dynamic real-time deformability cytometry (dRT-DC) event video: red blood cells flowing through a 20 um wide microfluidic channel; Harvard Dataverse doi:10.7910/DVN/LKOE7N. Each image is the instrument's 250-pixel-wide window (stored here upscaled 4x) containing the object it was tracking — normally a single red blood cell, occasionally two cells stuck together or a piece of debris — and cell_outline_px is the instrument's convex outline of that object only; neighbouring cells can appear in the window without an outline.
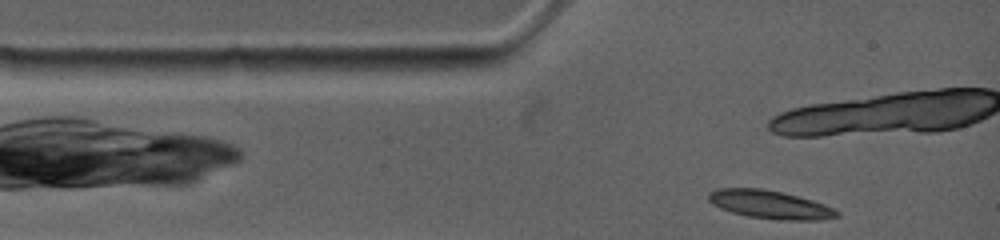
{"species": "common noctule bat (a hibernating species)", "species_latin": "Nyctalus noctula", "temperature_condition": "warm", "stored_images_in_passage": 5, "camera_frame_rate_fps": 4500, "um_per_image_px": 0.085, "animal": {"sex": "female", "body_mass_g": 19.0, "forearm_length_mm": 53.3}, "frame": {"image": 1, "passage_image": 1, "time_ms": 0.0, "image_size_px": [1000, 240], "cell_outline_px": [[840, 216], [820, 220], [780, 220], [748, 216], [732, 212], [720, 208], [712, 204], [708, 200], [708, 192], [716, 188], [760, 188], [780, 192], [812, 200], [824, 204], [840, 212]], "centroid_in_image_um": [65.42, 17.39], "position_along_channel_um": 19.6, "area_um2": 21.1}}